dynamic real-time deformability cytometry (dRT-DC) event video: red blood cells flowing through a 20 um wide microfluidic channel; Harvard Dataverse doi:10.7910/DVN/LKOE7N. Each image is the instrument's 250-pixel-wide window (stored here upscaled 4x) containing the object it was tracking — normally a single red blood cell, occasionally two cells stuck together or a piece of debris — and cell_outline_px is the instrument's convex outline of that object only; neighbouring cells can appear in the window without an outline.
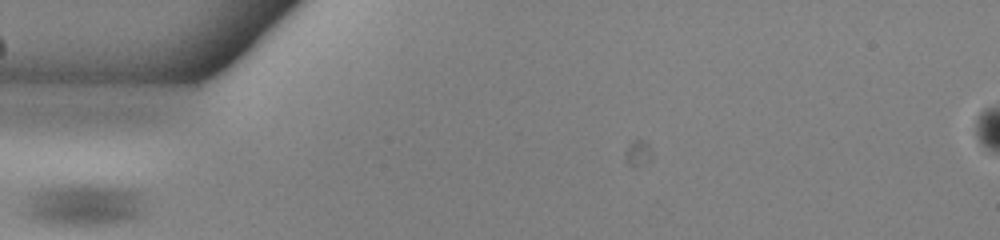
{"species": "common noctule bat (a hibernating species)", "species_latin": "Nyctalus noctula", "temperature_condition": "warm", "stored_images_in_passage": 30, "camera_frame_rate_fps": 3000, "um_per_image_px": 0.085, "animal": {"sex": "male", "body_mass_g": 13.0, "forearm_length_mm": 53.1}, "frame": {"image": 1, "passage_image": 1, "time_ms": 0.0, "image_size_px": [1000, 240], "cell_outline_px": [[144, 212], [140, 216], [116, 224], [48, 224], [36, 220], [28, 216], [28, 196], [32, 192], [40, 188], [76, 184], [96, 184], [132, 188], [144, 192]], "centroid_in_image_um": [7.27, 17.38], "position_along_channel_um": 77.7, "area_um2": 29.82}}
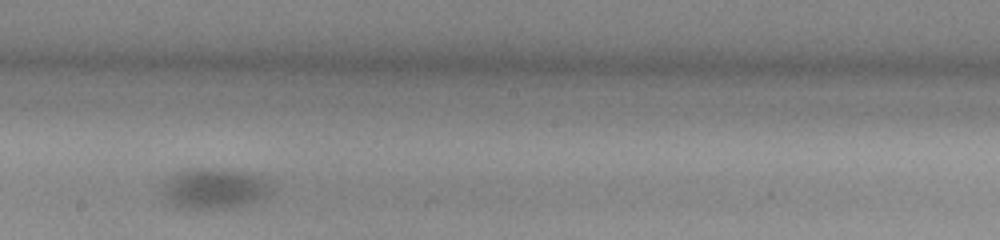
{"frame": {"image": 2, "passage_image": 13, "time_ms": 4.0, "image_size_px": [1000, 240], "cell_outline_px": [[272, 192], [248, 204], [232, 208], [196, 212], [176, 208], [168, 200], [164, 192], [164, 184], [172, 176], [184, 172], [200, 168], [208, 168], [236, 172], [260, 176], [268, 180], [272, 188]], "centroid_in_image_um": [18.23, 16.12], "position_along_channel_um": 230.0, "area_um2": 25.55}}
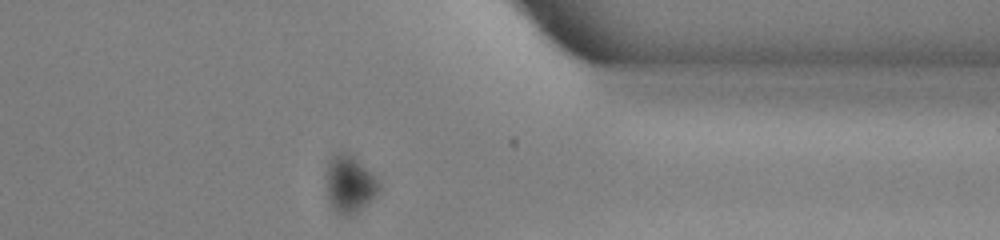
{"frame": {"image": 3, "passage_image": 26, "time_ms": 8.333, "image_size_px": [1000, 240], "cell_outline_px": [[380, 188], [352, 216], [340, 216], [332, 208], [328, 200], [324, 184], [324, 176], [328, 160], [336, 152], [348, 152], [372, 172], [380, 184]], "centroid_in_image_um": [29.62, 15.62], "position_along_channel_um": 381.8, "area_um2": 17.86}}